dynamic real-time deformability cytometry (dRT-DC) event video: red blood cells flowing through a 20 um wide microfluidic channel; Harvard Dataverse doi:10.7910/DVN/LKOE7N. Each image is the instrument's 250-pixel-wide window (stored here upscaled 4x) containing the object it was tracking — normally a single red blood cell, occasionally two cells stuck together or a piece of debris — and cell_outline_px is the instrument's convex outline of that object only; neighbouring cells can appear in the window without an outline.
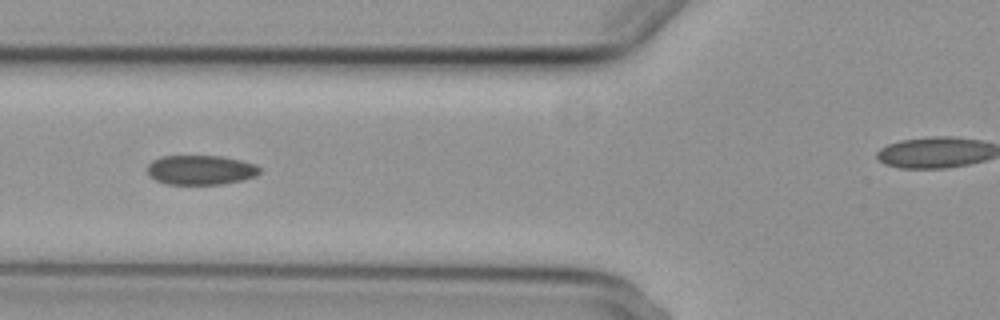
{"species": "common noctule bat (a hibernating species)", "species_latin": "Nyctalus noctula", "temperature_condition": "cold", "stored_images_in_passage": 8, "camera_frame_rate_fps": 3000, "um_per_image_px": 0.085, "animal": {"sex": "female", "body_mass_g": 29.2, "forearm_length_mm": 56.3}, "frame": {"image": 1, "passage_image": 5, "time_ms": 4.667, "image_size_px": [1000, 320], "cell_outline_px": [[260, 172], [256, 176], [244, 180], [224, 184], [164, 184], [148, 176], [148, 164], [152, 160], [160, 156], [220, 156], [240, 160], [256, 164], [260, 168]], "centroid_in_image_um": [17.05, 14.45], "position_along_channel_um": 108.7, "area_um2": 19.54}}
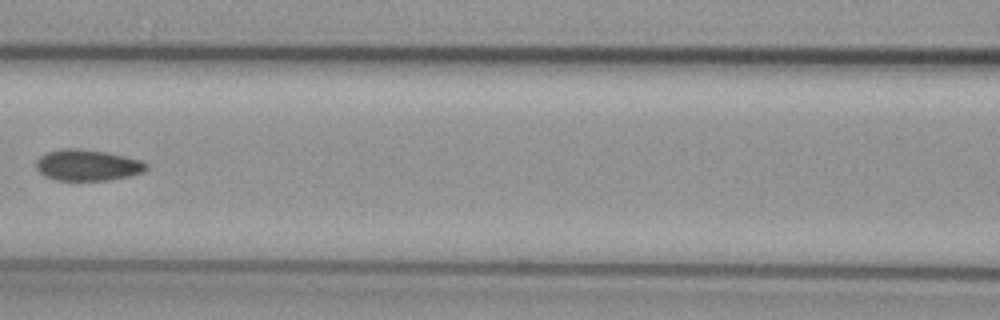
{"frame": {"image": 2, "passage_image": 6, "time_ms": 6.0, "image_size_px": [1000, 320], "cell_outline_px": [[148, 168], [144, 172], [132, 176], [108, 180], [52, 180], [44, 176], [36, 168], [36, 160], [40, 156], [48, 152], [64, 148], [68, 148], [104, 152], [124, 156], [140, 160], [148, 164]], "centroid_in_image_um": [7.44, 14.06], "position_along_channel_um": 159.2, "area_um2": 19.94}}
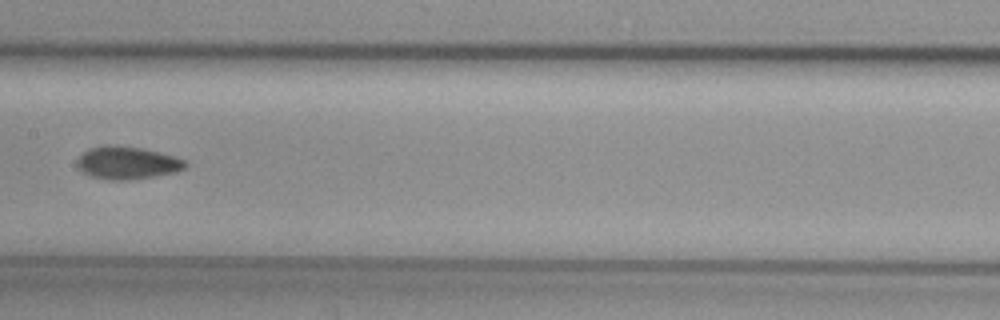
{"frame": {"image": 3, "passage_image": 7, "time_ms": 7.0, "image_size_px": [1000, 320], "cell_outline_px": [[188, 164], [184, 168], [176, 172], [156, 176], [128, 180], [108, 180], [92, 176], [76, 168], [76, 160], [88, 148], [104, 144], [116, 144], [144, 148], [176, 156], [188, 160]], "centroid_in_image_um": [10.83, 13.82], "position_along_channel_um": 196.6, "area_um2": 21.15}}